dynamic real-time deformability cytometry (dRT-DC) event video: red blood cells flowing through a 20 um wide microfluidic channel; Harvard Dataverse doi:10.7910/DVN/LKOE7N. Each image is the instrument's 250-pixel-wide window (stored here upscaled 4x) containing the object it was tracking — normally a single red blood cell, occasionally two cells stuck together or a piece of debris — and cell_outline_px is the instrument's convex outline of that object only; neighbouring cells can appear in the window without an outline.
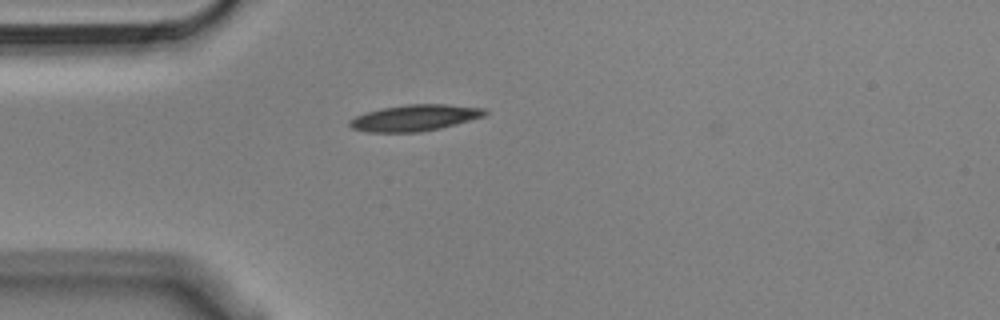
{"species": "Egyptian fruit bat (a non-hibernating species)", "species_latin": "Rousettus aegyptiacus", "temperature_condition": "cold", "stored_images_in_passage": 36, "camera_frame_rate_fps": 3000, "um_per_image_px": 0.085, "animal": {"sex": "male"}, "frame": {"image": 1, "passage_image": 1, "time_ms": 0.0, "image_size_px": [1000, 320], "cell_outline_px": [[488, 112], [484, 116], [440, 128], [420, 132], [368, 132], [352, 128], [348, 124], [348, 120], [356, 116], [368, 112], [384, 108], [408, 104], [444, 104], [484, 108]], "centroid_in_image_um": [35.24, 10.02], "position_along_channel_um": 49.8, "area_um2": 20.46}}
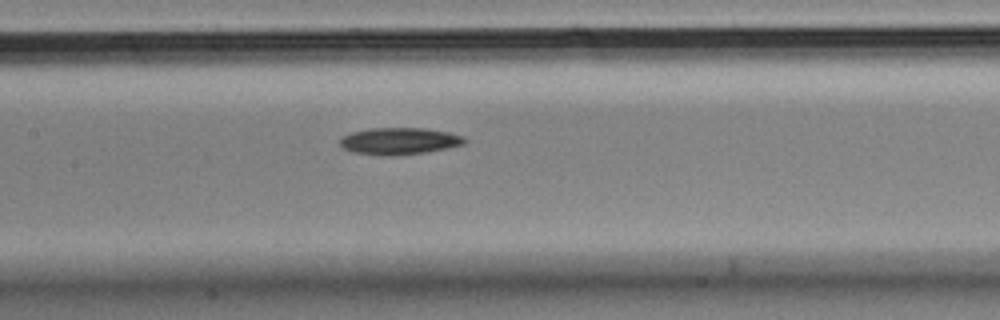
{"frame": {"image": 2, "passage_image": 12, "time_ms": 3.667, "image_size_px": [1000, 320], "cell_outline_px": [[468, 140], [464, 144], [448, 148], [424, 152], [392, 156], [380, 156], [352, 152], [340, 148], [340, 140], [344, 136], [352, 132], [368, 128], [424, 128], [448, 132], [464, 136]], "centroid_in_image_um": [33.93, 12.0], "position_along_channel_um": 173.5, "area_um2": 19.71}}
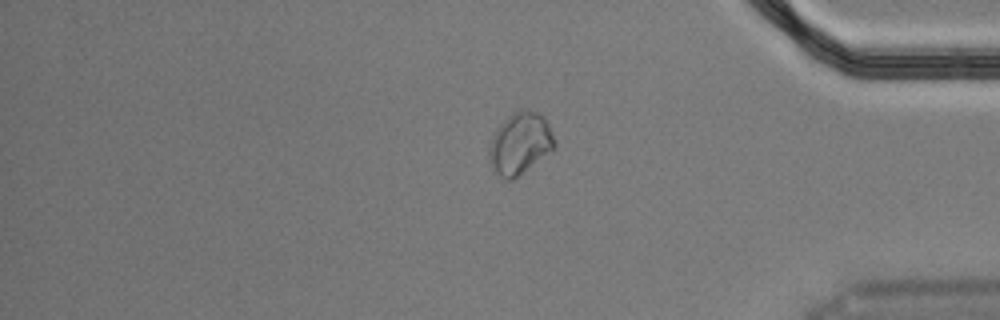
{"frame": {"image": 3, "passage_image": 32, "time_ms": 10.333, "image_size_px": [1000, 320], "cell_outline_px": [[556, 148], [512, 180], [508, 180], [500, 176], [496, 172], [488, 160], [488, 148], [496, 128], [516, 108], [520, 108], [536, 112], [544, 116], [556, 140]], "centroid_in_image_um": [44.21, 12.16], "position_along_channel_um": 391.0, "area_um2": 23.7}}